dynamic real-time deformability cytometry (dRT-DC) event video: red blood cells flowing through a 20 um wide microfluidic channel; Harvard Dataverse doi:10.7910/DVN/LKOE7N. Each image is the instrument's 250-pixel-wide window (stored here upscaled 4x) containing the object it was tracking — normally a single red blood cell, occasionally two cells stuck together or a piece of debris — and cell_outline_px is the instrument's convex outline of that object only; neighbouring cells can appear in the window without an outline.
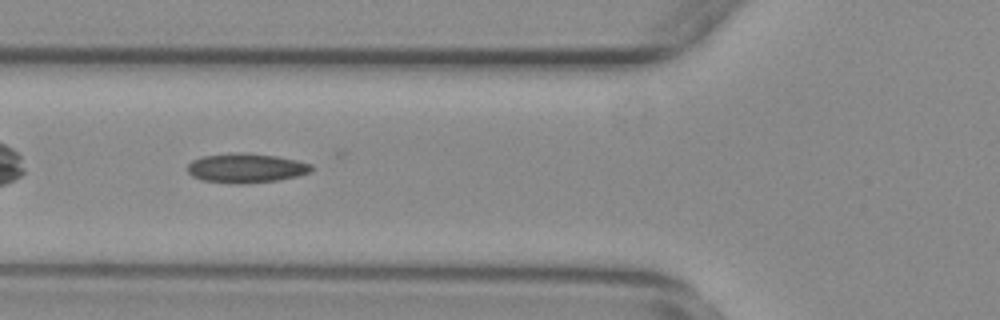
{"species": "common noctule bat (a hibernating species)", "species_latin": "Nyctalus noctula", "temperature_condition": "warm", "stored_images_in_passage": 30, "camera_frame_rate_fps": 3000, "um_per_image_px": 0.085, "animal": {"sex": "female", "body_mass_g": 29.2, "forearm_length_mm": 56.3}, "frame": {"image": 1, "passage_image": 5, "time_ms": 1.333, "image_size_px": [1000, 320], "cell_outline_px": [[312, 168], [308, 172], [296, 176], [276, 180], [240, 184], [236, 184], [200, 180], [192, 176], [188, 172], [188, 164], [192, 160], [204, 156], [236, 152], [244, 152], [276, 156], [296, 160], [312, 164]], "centroid_in_image_um": [20.87, 14.28], "position_along_channel_um": 104.9, "area_um2": 21.1}}
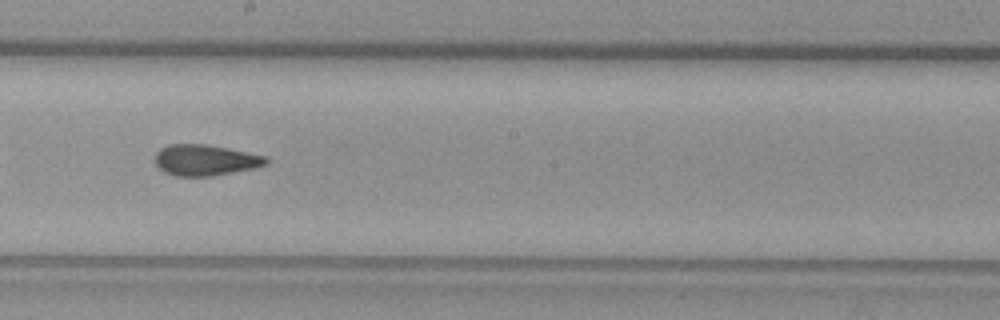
{"frame": {"image": 2, "passage_image": 15, "time_ms": 4.667, "image_size_px": [1000, 320], "cell_outline_px": [[268, 164], [256, 168], [212, 176], [176, 176], [164, 172], [156, 164], [156, 152], [160, 148], [168, 144], [208, 144], [268, 156]], "centroid_in_image_um": [17.48, 13.6], "position_along_channel_um": 230.7, "area_um2": 20.23}}
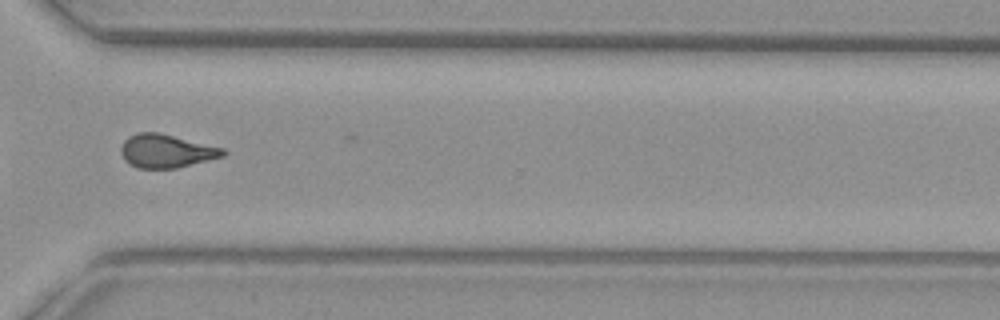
{"frame": {"image": 3, "passage_image": 25, "time_ms": 8.0, "image_size_px": [1000, 320], "cell_outline_px": [[228, 152], [224, 156], [176, 168], [136, 168], [124, 160], [120, 152], [120, 148], [124, 140], [128, 136], [136, 132], [160, 132], [224, 148]], "centroid_in_image_um": [14.11, 12.82], "position_along_channel_um": 356.5, "area_um2": 20.06}, "authors_computed_cell_mechanics": {"area_um2": 20.1433, "velocity_mm_per_s": 3.775, "shape_relaxation_time_tau1_ms": null, "shape_relaxation_time_tau2_ms": 2.3106, "deformation_change_tau1": null, "deformation_change_tau2": 0.1015}}